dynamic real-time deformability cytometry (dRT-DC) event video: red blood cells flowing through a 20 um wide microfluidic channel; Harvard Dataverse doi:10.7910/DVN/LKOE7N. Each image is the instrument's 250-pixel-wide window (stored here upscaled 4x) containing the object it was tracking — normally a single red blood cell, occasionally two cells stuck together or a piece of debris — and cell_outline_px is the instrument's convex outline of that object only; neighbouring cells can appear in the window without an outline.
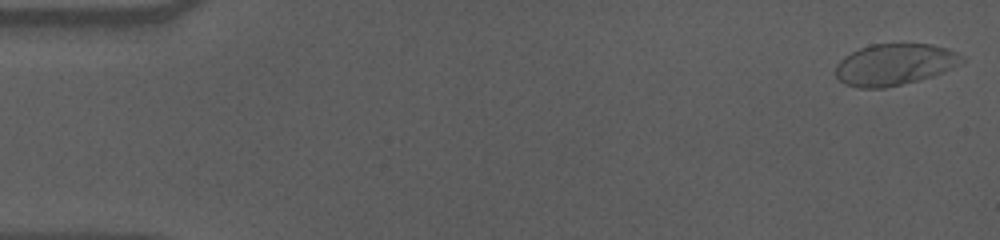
{"species": "human", "species_latin": "Homo sapiens", "temperature_condition": "cold", "stored_images_in_passage": 57, "camera_frame_rate_fps": 3000, "um_per_image_px": 0.085, "donor": {"sex": "male"}, "frame": {"image": 1, "passage_image": 1, "time_ms": 0.0, "image_size_px": [1000, 240], "cell_outline_px": [[964, 64], [932, 76], [884, 88], [860, 88], [844, 84], [836, 76], [836, 64], [844, 56], [860, 48], [872, 44], [932, 44], [948, 48], [964, 56]], "centroid_in_image_um": [76.07, 5.47], "position_along_channel_um": 8.9, "area_um2": 30.58}}
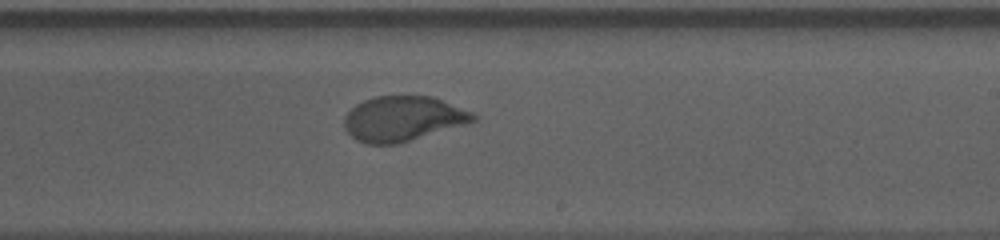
{"frame": {"image": 2, "passage_image": 34, "time_ms": 11.0, "image_size_px": [1000, 240], "cell_outline_px": [[476, 120], [468, 124], [396, 144], [368, 144], [356, 140], [344, 128], [344, 116], [356, 104], [364, 100], [376, 96], [432, 96], [472, 112], [476, 116]], "centroid_in_image_um": [34.24, 10.09], "position_along_channel_um": 254.8, "area_um2": 33.7}}
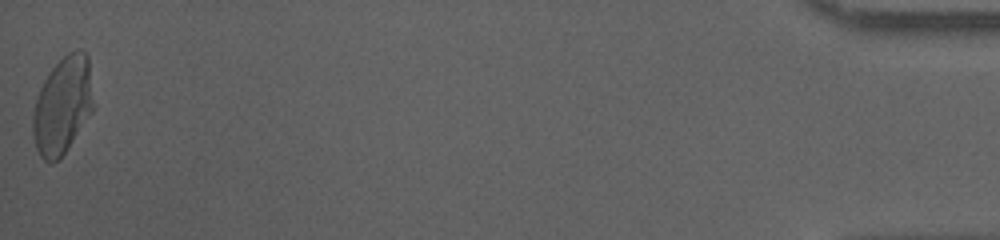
{"frame": {"image": 3, "passage_image": 57, "time_ms": 18.667, "image_size_px": [1000, 240], "cell_outline_px": [[92, 112], [60, 160], [52, 164], [44, 160], [40, 156], [36, 148], [32, 132], [32, 116], [36, 100], [40, 88], [44, 80], [52, 68], [68, 52], [80, 48], [88, 56], [92, 104]], "centroid_in_image_um": [5.29, 9.01], "position_along_channel_um": 429.9, "area_um2": 34.04}, "authors_computed_cell_mechanics": {"area_um2": 33.5818, "velocity_mm_per_s": 3.5349, "shape_relaxation_time_tau1_ms": 4.8615, "shape_relaxation_time_tau2_ms": null, "deformation_change_tau1": 0.1865, "deformation_change_tau2": null}}